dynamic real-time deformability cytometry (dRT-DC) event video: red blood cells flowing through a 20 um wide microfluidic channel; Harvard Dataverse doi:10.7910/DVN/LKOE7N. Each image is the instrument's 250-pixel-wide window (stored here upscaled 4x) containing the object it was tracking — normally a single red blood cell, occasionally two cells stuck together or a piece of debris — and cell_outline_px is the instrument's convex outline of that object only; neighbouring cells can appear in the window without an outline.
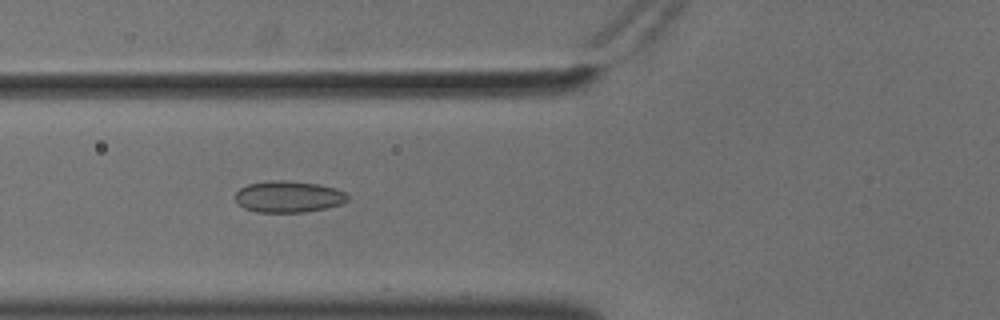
{"species": "common noctule bat (a hibernating species)", "species_latin": "Nyctalus noctula", "temperature_condition": "cold", "stored_images_in_passage": 41, "camera_frame_rate_fps": 3000, "um_per_image_px": 0.085, "animal": {"sex": "male", "body_mass_g": 18.8}, "frame": {"image": 1, "passage_image": 7, "time_ms": 2.0, "image_size_px": [1000, 320], "cell_outline_px": [[348, 200], [340, 204], [328, 208], [304, 212], [256, 212], [244, 208], [236, 200], [236, 192], [240, 188], [248, 184], [272, 180], [288, 180], [320, 184], [336, 188], [344, 192], [348, 196]], "centroid_in_image_um": [24.54, 16.71], "position_along_channel_um": 101.3, "area_um2": 20.69}}
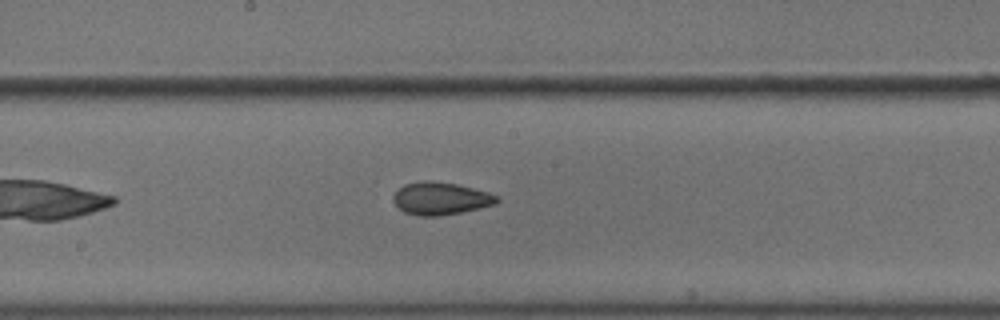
{"frame": {"image": 2, "passage_image": 16, "time_ms": 5.0, "image_size_px": [1000, 320], "cell_outline_px": [[500, 200], [496, 204], [460, 212], [436, 216], [420, 216], [404, 212], [392, 200], [392, 196], [404, 184], [420, 180], [428, 180], [456, 184], [488, 192], [500, 196]], "centroid_in_image_um": [37.45, 16.86], "position_along_channel_um": 210.7, "area_um2": 19.59}}
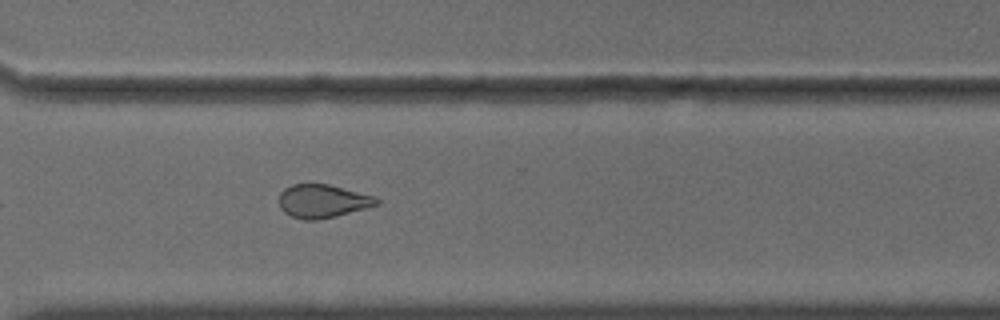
{"frame": {"image": 3, "passage_image": 27, "time_ms": 8.667, "image_size_px": [1000, 320], "cell_outline_px": [[380, 204], [336, 216], [316, 220], [304, 220], [292, 216], [284, 212], [280, 208], [280, 192], [284, 188], [292, 184], [328, 184], [376, 196], [380, 200]], "centroid_in_image_um": [27.44, 17.09], "position_along_channel_um": 343.2, "area_um2": 18.96}, "authors_computed_cell_mechanics": {"area_um2": 19.652, "velocity_mm_per_s": 3.6208, "shape_relaxation_time_tau1_ms": null, "shape_relaxation_time_tau2_ms": 2.6534, "deformation_change_tau1": null, "deformation_change_tau2": 0.0908}}